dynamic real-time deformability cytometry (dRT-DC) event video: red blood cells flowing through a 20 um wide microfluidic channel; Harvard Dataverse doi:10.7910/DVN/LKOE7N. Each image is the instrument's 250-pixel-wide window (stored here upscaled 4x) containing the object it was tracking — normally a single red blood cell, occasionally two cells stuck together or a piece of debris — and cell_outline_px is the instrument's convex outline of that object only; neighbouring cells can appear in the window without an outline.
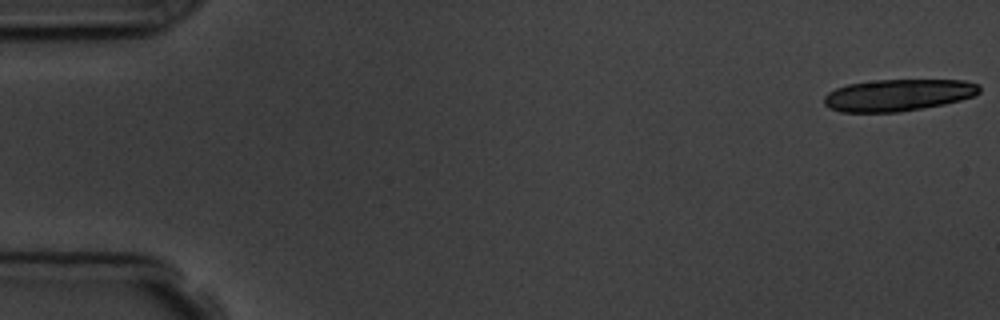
{"species": "common noctule bat (a hibernating species)", "species_latin": "Nyctalus noctula", "temperature_condition": "room temperature", "stored_images_in_passage": 8, "camera_frame_rate_fps": 3000, "um_per_image_px": 0.085, "animal": {"sex": "male", "body_mass_g": 19.5, "forearm_length_mm": 54.6}, "frame": {"image": 1, "passage_image": 1, "time_ms": 0.0, "image_size_px": [1000, 320], "cell_outline_px": [[980, 92], [976, 96], [944, 104], [924, 108], [896, 112], [840, 112], [828, 108], [824, 104], [824, 96], [828, 92], [836, 88], [848, 84], [876, 80], [964, 80], [980, 84]], "centroid_in_image_um": [76.35, 8.08], "position_along_channel_um": 8.7, "area_um2": 29.02}}
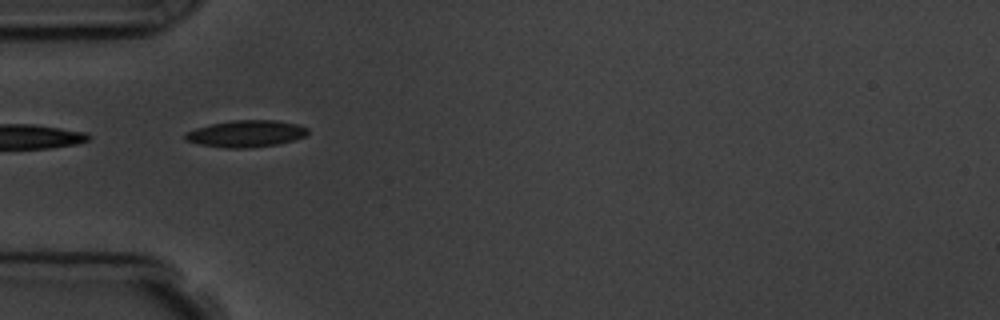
{"frame": {"image": 2, "passage_image": 6, "time_ms": 5.667, "image_size_px": [1000, 320], "cell_outline_px": [[308, 136], [276, 144], [248, 148], [224, 148], [200, 144], [184, 140], [184, 132], [196, 128], [212, 124], [232, 120], [276, 120], [296, 124], [308, 128]], "centroid_in_image_um": [20.9, 11.36], "position_along_channel_um": 64.1, "area_um2": 19.13}}